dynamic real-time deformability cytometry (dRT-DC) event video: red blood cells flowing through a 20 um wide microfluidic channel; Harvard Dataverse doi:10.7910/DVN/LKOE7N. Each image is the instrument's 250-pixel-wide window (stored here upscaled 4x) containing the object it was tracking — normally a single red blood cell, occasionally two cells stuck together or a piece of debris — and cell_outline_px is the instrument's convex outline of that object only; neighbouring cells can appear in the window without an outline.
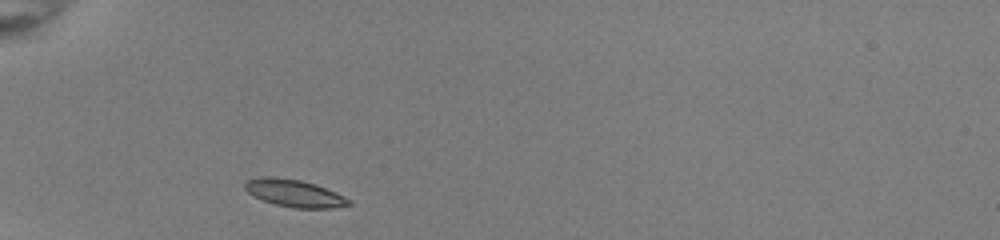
{"species": "common noctule bat (a hibernating species)", "species_latin": "Nyctalus noctula", "temperature_condition": "room temperature", "stored_images_in_passage": 31, "camera_frame_rate_fps": 3000, "um_per_image_px": 0.085, "animal": {"sex": "female", "body_mass_g": 22.0, "forearm_length_mm": 56.7}, "frame": {"image": 1, "passage_image": 1, "time_ms": 0.0, "image_size_px": [1000, 240], "cell_outline_px": [[352, 204], [332, 208], [296, 208], [276, 204], [252, 196], [244, 188], [244, 184], [248, 180], [264, 176], [268, 176], [300, 180], [336, 192], [352, 200]], "centroid_in_image_um": [25.03, 16.43], "position_along_channel_um": 60.0, "area_um2": 16.3}}
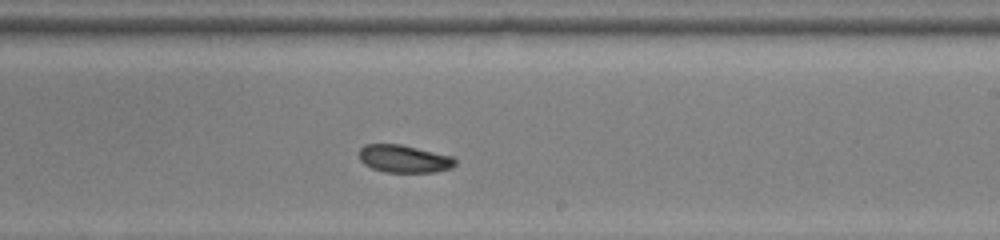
{"frame": {"image": 2, "passage_image": 17, "time_ms": 5.333, "image_size_px": [1000, 240], "cell_outline_px": [[456, 164], [452, 168], [436, 172], [384, 172], [372, 168], [364, 164], [360, 160], [360, 148], [364, 144], [400, 144], [452, 156], [456, 160]], "centroid_in_image_um": [34.35, 13.5], "position_along_channel_um": 254.6, "area_um2": 15.49}}
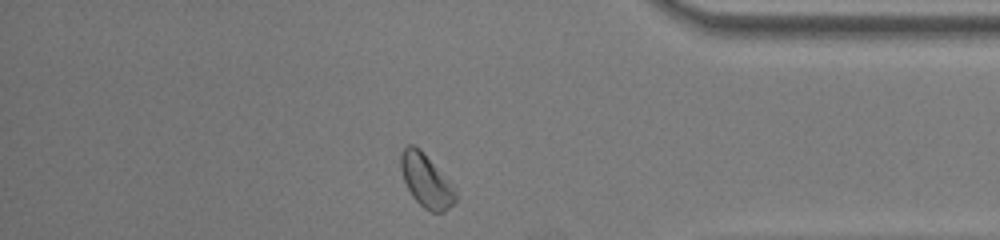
{"frame": {"image": 3, "passage_image": 29, "time_ms": 9.333, "image_size_px": [1000, 240], "cell_outline_px": [[456, 200], [444, 212], [432, 212], [424, 208], [412, 196], [404, 180], [400, 168], [400, 152], [408, 144], [412, 144], [420, 148], [456, 192]], "centroid_in_image_um": [36.17, 15.35], "position_along_channel_um": 399.0, "area_um2": 16.42}, "authors_computed_cell_mechanics": {"area_um2": 16.0684, "velocity_mm_per_s": 3.9504, "shape_relaxation_time_tau1_ms": 8.4796, "shape_relaxation_time_tau2_ms": 3.9919, "deformation_change_tau1": 0.1466, "deformation_change_tau2": 0.0755}}